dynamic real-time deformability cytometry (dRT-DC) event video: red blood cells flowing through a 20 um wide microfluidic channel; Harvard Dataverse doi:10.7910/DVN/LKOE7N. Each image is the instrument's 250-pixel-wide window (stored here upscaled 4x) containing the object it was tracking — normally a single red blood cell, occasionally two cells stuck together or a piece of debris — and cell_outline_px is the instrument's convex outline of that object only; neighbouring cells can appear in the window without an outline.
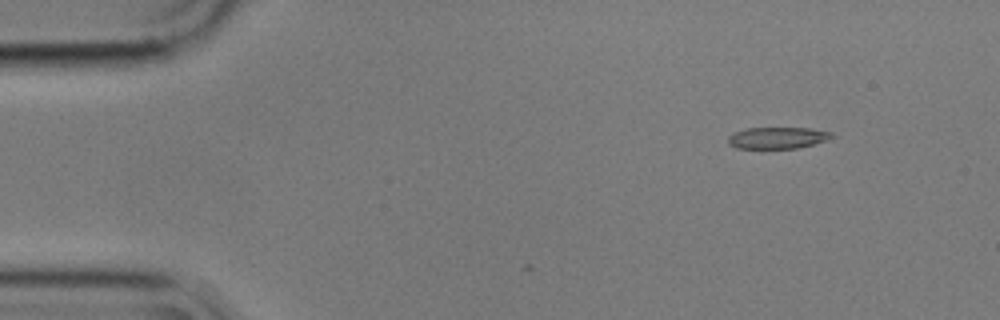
{"species": "common noctule bat (a hibernating species)", "species_latin": "Nyctalus noctula", "temperature_condition": "cold", "stored_images_in_passage": 4, "camera_frame_rate_fps": 3000, "um_per_image_px": 0.085, "animal": {"sex": "male", "body_mass_g": 17.9}, "frame": {"image": 1, "passage_image": 1, "time_ms": 0.0, "image_size_px": [1000, 320], "cell_outline_px": [[836, 136], [828, 140], [796, 148], [736, 148], [728, 144], [728, 136], [732, 132], [748, 128], [812, 128], [832, 132]], "centroid_in_image_um": [66.09, 11.71], "position_along_channel_um": 18.9, "area_um2": 13.12}}